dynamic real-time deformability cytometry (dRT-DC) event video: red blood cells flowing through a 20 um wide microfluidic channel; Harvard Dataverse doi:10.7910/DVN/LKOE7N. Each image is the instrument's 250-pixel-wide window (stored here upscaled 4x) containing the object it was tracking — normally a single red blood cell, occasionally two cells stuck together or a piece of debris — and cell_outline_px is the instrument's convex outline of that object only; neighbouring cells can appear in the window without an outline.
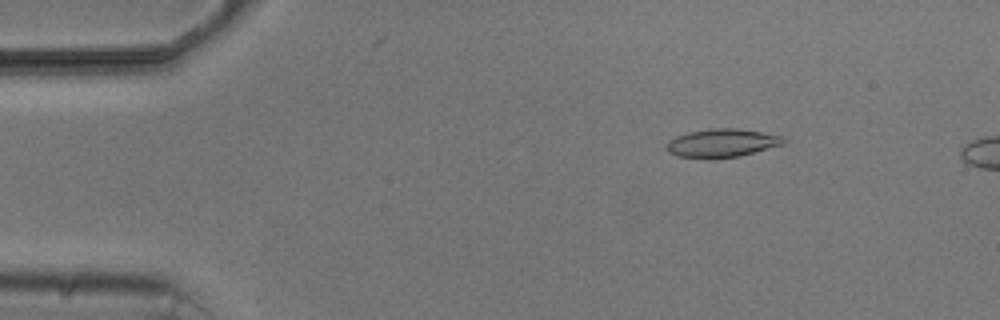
{"species": "common noctule bat (a hibernating species)", "species_latin": "Nyctalus noctula", "temperature_condition": "cold", "stored_images_in_passage": 6, "camera_frame_rate_fps": 3000, "um_per_image_px": 0.085, "animal": {"sex": "male", "body_mass_g": 20.5, "forearm_length_mm": 52.5}, "frame": {"image": 1, "passage_image": 3, "time_ms": 2.333, "image_size_px": [1000, 320], "cell_outline_px": [[788, 140], [784, 144], [736, 156], [708, 160], [676, 156], [668, 152], [668, 140], [676, 136], [688, 132], [712, 128], [736, 128], [784, 136]], "centroid_in_image_um": [61.34, 12.17], "position_along_channel_um": 23.7, "area_um2": 19.42}}